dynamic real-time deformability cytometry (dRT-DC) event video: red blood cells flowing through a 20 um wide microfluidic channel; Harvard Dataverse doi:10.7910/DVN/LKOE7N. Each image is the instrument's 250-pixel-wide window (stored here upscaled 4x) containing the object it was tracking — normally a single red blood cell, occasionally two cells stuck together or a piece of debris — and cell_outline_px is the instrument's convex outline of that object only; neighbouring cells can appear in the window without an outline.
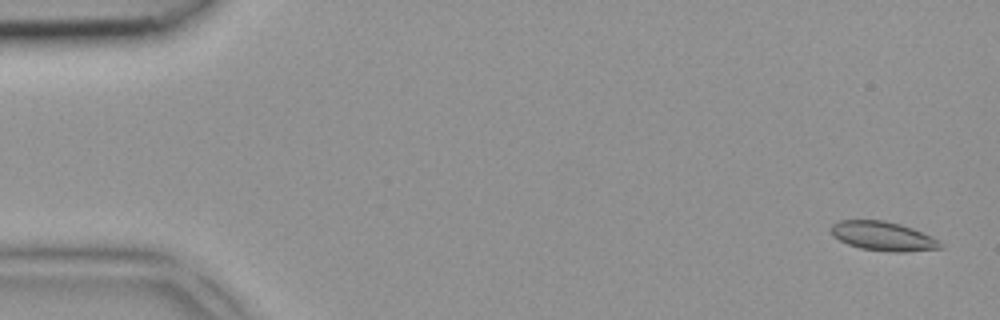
{"species": "common noctule bat (a hibernating species)", "species_latin": "Nyctalus noctula", "temperature_condition": "room temperature", "stored_images_in_passage": 3, "camera_frame_rate_fps": 3000, "um_per_image_px": 0.085, "animal": {"sex": "female", "body_mass_g": 18.4}, "frame": {"image": 1, "passage_image": 1, "time_ms": 0.0, "image_size_px": [1000, 320], "cell_outline_px": [[944, 248], [904, 252], [896, 252], [860, 248], [848, 244], [832, 236], [832, 224], [840, 220], [884, 220], [900, 224], [912, 228], [944, 244]], "centroid_in_image_um": [75.05, 20.07], "position_along_channel_um": 10.0, "area_um2": 18.32}}